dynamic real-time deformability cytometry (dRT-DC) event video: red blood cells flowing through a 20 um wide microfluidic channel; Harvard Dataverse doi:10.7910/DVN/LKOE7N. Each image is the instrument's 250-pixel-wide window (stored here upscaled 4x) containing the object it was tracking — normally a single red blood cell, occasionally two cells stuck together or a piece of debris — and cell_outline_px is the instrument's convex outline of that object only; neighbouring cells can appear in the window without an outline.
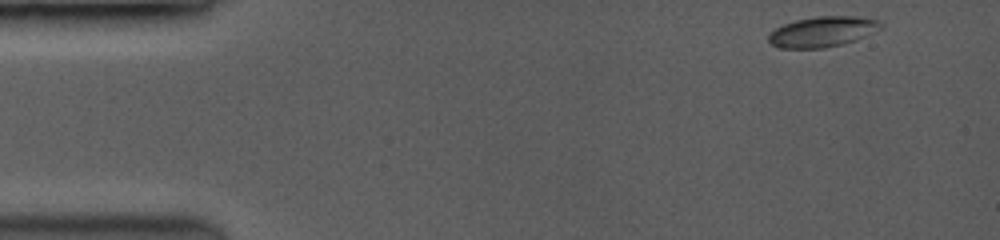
{"species": "common noctule bat (a hibernating species)", "species_latin": "Nyctalus noctula", "temperature_condition": "room temperature", "stored_images_in_passage": 30, "camera_frame_rate_fps": 3500, "um_per_image_px": 0.085, "animal": {"sex": "female", "body_mass_g": 19.0, "forearm_length_mm": 53.3}, "frame": {"image": 1, "passage_image": 1, "time_ms": 0.0, "image_size_px": [1000, 240], "cell_outline_px": [[880, 24], [860, 36], [852, 40], [840, 44], [820, 48], [780, 48], [772, 44], [768, 40], [768, 36], [776, 28], [784, 24], [800, 20], [820, 16], [848, 16], [876, 20]], "centroid_in_image_um": [69.74, 2.7], "position_along_channel_um": 15.3, "area_um2": 18.55}}
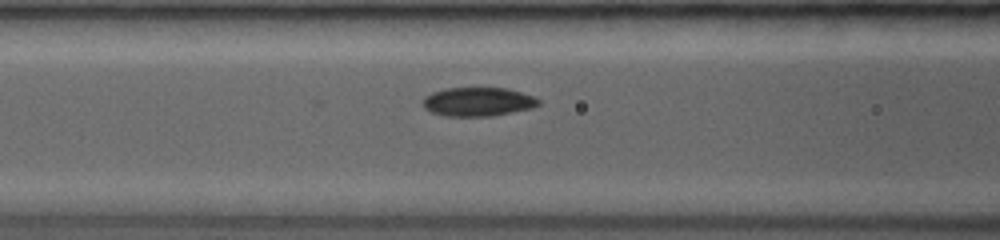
{"frame": {"image": 2, "passage_image": 12, "time_ms": 5.429, "image_size_px": [1000, 240], "cell_outline_px": [[540, 104], [532, 108], [492, 116], [448, 116], [432, 112], [424, 108], [424, 96], [432, 92], [448, 88], [504, 88], [520, 92], [532, 96], [540, 100]], "centroid_in_image_um": [40.63, 8.65], "position_along_channel_um": 126.0, "area_um2": 19.25}}
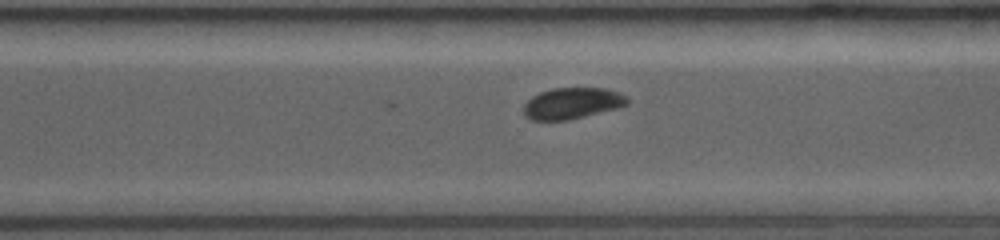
{"frame": {"image": 3, "passage_image": 30, "time_ms": 10.286, "image_size_px": [1000, 240], "cell_outline_px": [[628, 104], [616, 108], [568, 120], [532, 120], [524, 116], [524, 104], [532, 96], [540, 92], [556, 88], [608, 88], [624, 96], [628, 100]], "centroid_in_image_um": [48.6, 8.78], "position_along_channel_um": 322.0, "area_um2": 18.61}}